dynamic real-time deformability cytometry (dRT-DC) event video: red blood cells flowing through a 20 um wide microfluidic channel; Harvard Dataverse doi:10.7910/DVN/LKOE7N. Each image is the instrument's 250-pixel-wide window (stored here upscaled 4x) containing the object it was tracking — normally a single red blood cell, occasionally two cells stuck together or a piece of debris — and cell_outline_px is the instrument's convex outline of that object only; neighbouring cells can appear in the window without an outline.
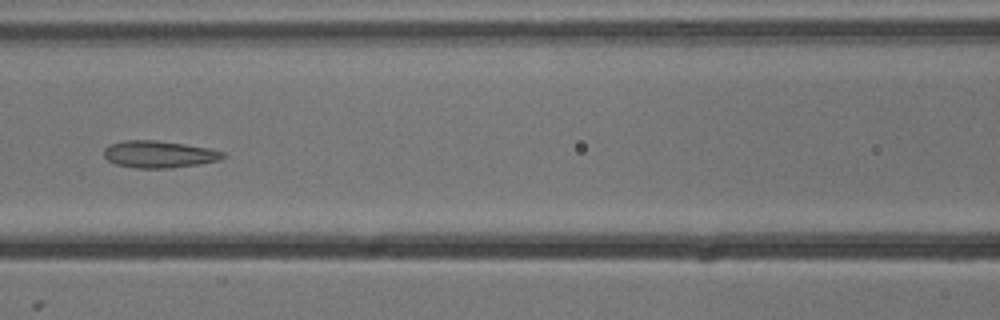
{"species": "common noctule bat (a hibernating species)", "species_latin": "Nyctalus noctula", "temperature_condition": "cold", "stored_images_in_passage": 6, "camera_frame_rate_fps": 3000, "um_per_image_px": 0.085, "animal": {"sex": "male", "body_mass_g": 13.3}, "frame": {"image": 1, "passage_image": 6, "time_ms": 1.667, "image_size_px": [1000, 320], "cell_outline_px": [[228, 156], [220, 160], [172, 168], [136, 168], [116, 164], [108, 160], [104, 156], [104, 148], [112, 144], [124, 140], [156, 140], [184, 144], [208, 148], [224, 152]], "centroid_in_image_um": [13.53, 13.11], "position_along_channel_um": 153.1, "area_um2": 18.67}}